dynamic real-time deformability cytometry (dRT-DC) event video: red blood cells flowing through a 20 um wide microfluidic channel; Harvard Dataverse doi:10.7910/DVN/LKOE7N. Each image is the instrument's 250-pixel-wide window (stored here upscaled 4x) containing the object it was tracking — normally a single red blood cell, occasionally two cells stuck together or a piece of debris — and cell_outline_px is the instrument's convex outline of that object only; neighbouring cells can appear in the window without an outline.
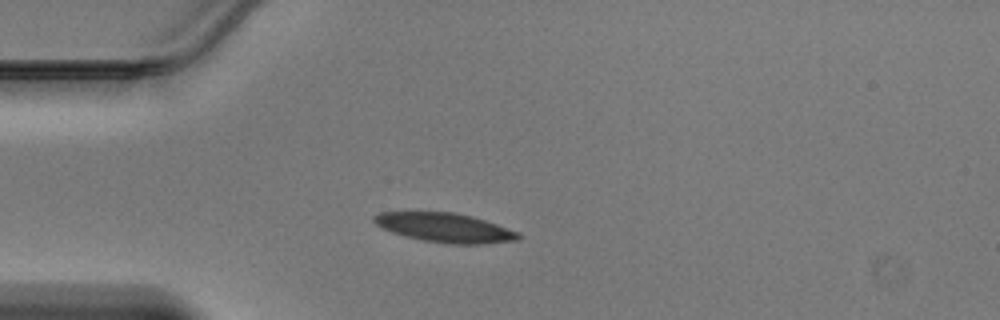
{"species": "Egyptian fruit bat (a non-hibernating species)", "species_latin": "Rousettus aegyptiacus", "temperature_condition": "warm", "stored_images_in_passage": 35, "camera_frame_rate_fps": 3000, "um_per_image_px": 0.085, "animal": {"sex": "male"}, "frame": {"image": 1, "passage_image": 1, "time_ms": 0.0, "image_size_px": [1000, 320], "cell_outline_px": [[520, 240], [484, 244], [448, 244], [424, 240], [404, 236], [392, 232], [376, 224], [372, 220], [372, 216], [380, 212], [456, 212], [472, 216], [520, 232]], "centroid_in_image_um": [37.83, 19.35], "position_along_channel_um": 47.2, "area_um2": 24.62}}
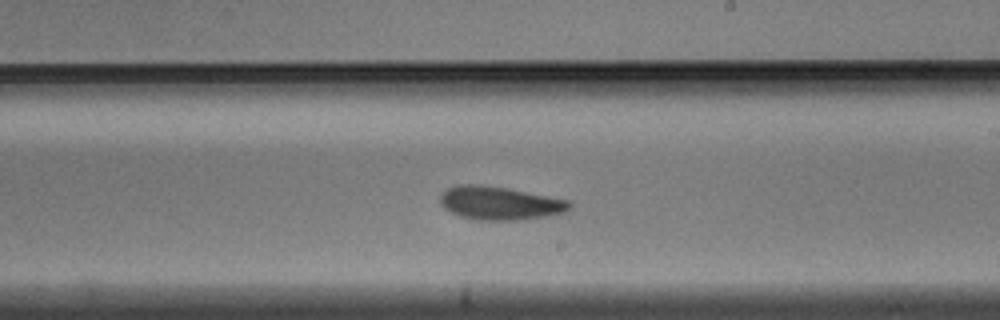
{"frame": {"image": 2, "passage_image": 16, "time_ms": 5.0, "image_size_px": [1000, 320], "cell_outline_px": [[572, 204], [564, 212], [548, 216], [516, 220], [480, 220], [460, 216], [444, 208], [440, 204], [440, 196], [448, 188], [456, 184], [480, 184], [508, 188], [568, 200]], "centroid_in_image_um": [42.45, 17.26], "position_along_channel_um": 246.5, "area_um2": 25.03}}
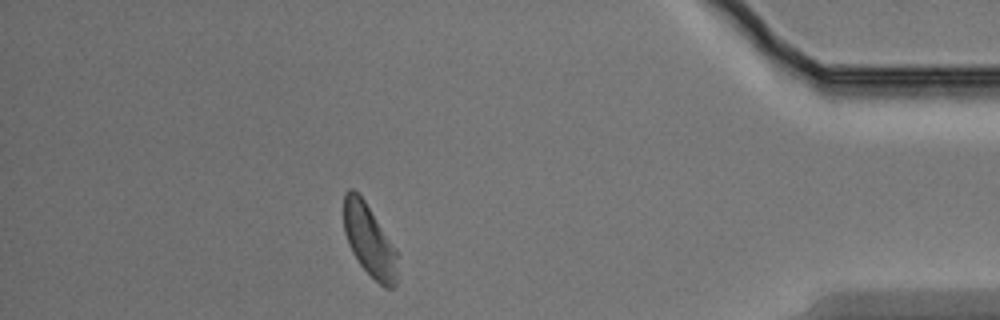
{"frame": {"image": 3, "passage_image": 30, "time_ms": 9.667, "image_size_px": [1000, 320], "cell_outline_px": [[396, 284], [392, 288], [384, 288], [360, 264], [352, 252], [348, 244], [344, 232], [344, 192], [348, 188], [352, 188], [364, 200], [396, 248]], "centroid_in_image_um": [31.37, 20.42], "position_along_channel_um": 403.8, "area_um2": 22.2}}